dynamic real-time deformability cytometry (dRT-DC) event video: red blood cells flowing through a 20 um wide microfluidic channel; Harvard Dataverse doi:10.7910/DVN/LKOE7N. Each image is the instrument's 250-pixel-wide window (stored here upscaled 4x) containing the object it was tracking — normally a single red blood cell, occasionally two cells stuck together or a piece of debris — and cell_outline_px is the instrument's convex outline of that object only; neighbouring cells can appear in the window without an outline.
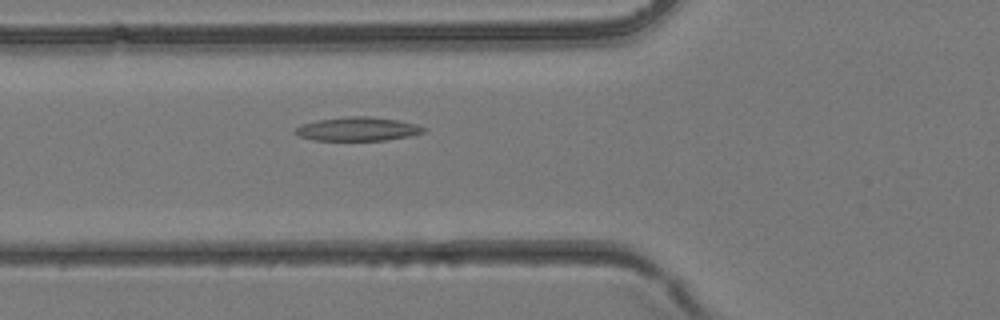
{"species": "common noctule bat (a hibernating species)", "species_latin": "Nyctalus noctula", "temperature_condition": "room temperature", "stored_images_in_passage": 40, "camera_frame_rate_fps": 3000, "um_per_image_px": 0.085, "animal": {"sex": "female", "body_mass_g": 24.6, "forearm_length_mm": 56.2}, "frame": {"image": 1, "passage_image": 15, "time_ms": 4.667, "image_size_px": [1000, 320], "cell_outline_px": [[428, 128], [424, 132], [412, 136], [384, 140], [312, 140], [300, 136], [292, 132], [300, 124], [316, 120], [348, 116], [368, 116], [396, 120], [416, 124]], "centroid_in_image_um": [30.39, 10.96], "position_along_channel_um": 95.4, "area_um2": 17.86}}
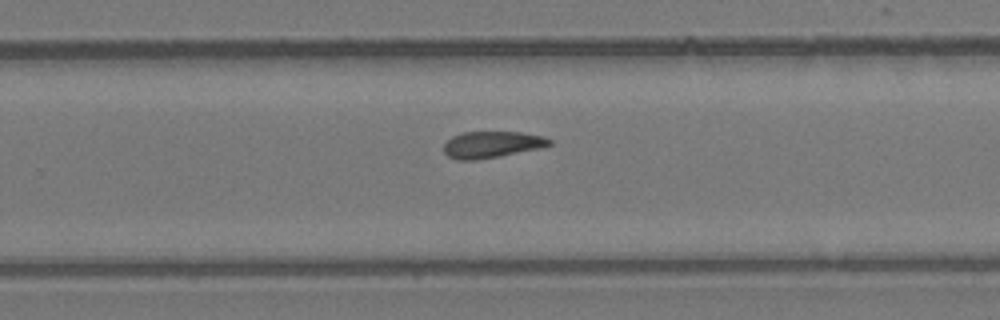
{"frame": {"image": 2, "passage_image": 26, "time_ms": 8.333, "image_size_px": [1000, 320], "cell_outline_px": [[552, 144], [540, 148], [500, 156], [476, 160], [456, 160], [448, 156], [444, 152], [444, 144], [452, 136], [464, 132], [520, 132], [544, 136], [552, 140]], "centroid_in_image_um": [41.81, 12.29], "position_along_channel_um": 288.0, "area_um2": 16.36}}
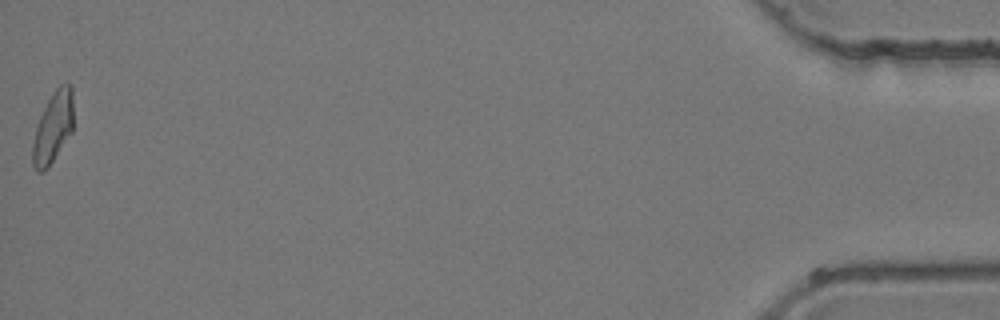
{"frame": {"image": 3, "passage_image": 40, "time_ms": 13.0, "image_size_px": [1000, 320], "cell_outline_px": [[72, 132], [48, 168], [44, 172], [36, 172], [32, 164], [32, 144], [36, 128], [40, 116], [48, 100], [56, 88], [60, 84], [72, 84]], "centroid_in_image_um": [4.49, 10.87], "position_along_channel_um": 430.7, "area_um2": 16.82}}